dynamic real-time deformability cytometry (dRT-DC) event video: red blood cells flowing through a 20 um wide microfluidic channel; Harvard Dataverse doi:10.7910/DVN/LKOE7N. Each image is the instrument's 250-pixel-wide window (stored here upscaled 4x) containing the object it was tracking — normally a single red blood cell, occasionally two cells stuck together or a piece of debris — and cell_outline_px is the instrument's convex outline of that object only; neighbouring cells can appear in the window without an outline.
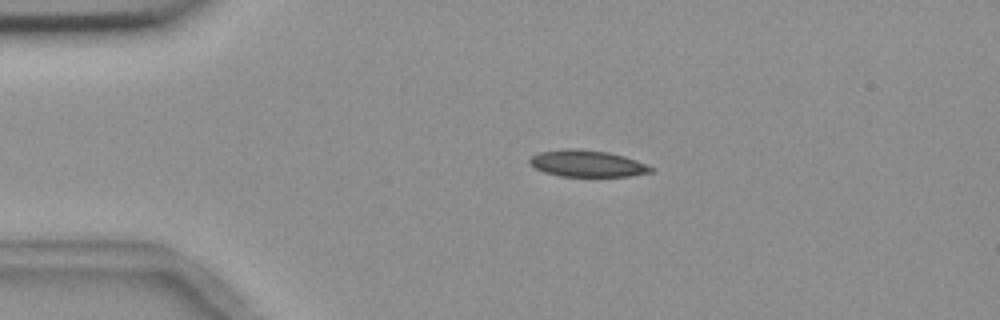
{"species": "common noctule bat (a hibernating species)", "species_latin": "Nyctalus noctula", "temperature_condition": "room temperature", "stored_images_in_passage": 4, "camera_frame_rate_fps": 3000, "um_per_image_px": 0.085, "animal": {"sex": "female", "body_mass_g": 18.4}, "frame": {"image": 1, "passage_image": 3, "time_ms": 2.333, "image_size_px": [1000, 320], "cell_outline_px": [[652, 172], [628, 176], [560, 176], [544, 172], [536, 168], [528, 160], [532, 156], [540, 152], [564, 148], [580, 148], [608, 152], [624, 156], [636, 160], [652, 168]], "centroid_in_image_um": [49.88, 13.89], "position_along_channel_um": 35.1, "area_um2": 18.67}}